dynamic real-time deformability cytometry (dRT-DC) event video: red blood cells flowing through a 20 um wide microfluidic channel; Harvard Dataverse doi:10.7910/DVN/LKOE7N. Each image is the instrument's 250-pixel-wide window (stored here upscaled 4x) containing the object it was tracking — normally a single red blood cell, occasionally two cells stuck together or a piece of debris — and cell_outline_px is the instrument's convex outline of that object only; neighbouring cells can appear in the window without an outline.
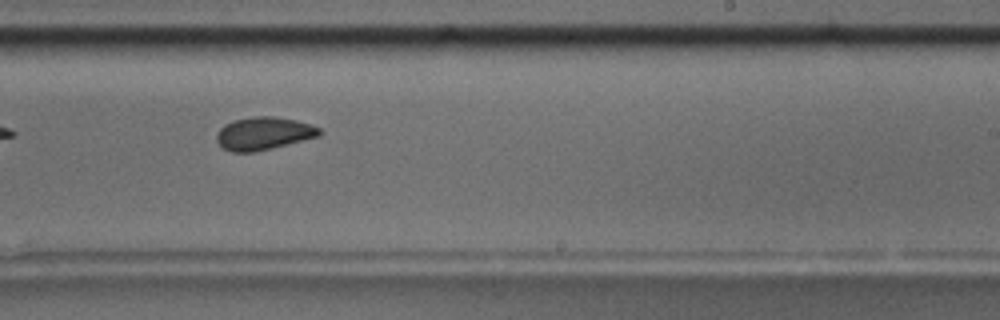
{"species": "common noctule bat (a hibernating species)", "species_latin": "Nyctalus noctula", "temperature_condition": "room temperature", "stored_images_in_passage": 12, "camera_frame_rate_fps": 3000, "um_per_image_px": 0.085, "animal": {"sex": "male", "body_mass_g": 17.5, "forearm_length_mm": 52.3}, "frame": {"image": 1, "passage_image": 11, "time_ms": 12.667, "image_size_px": [1000, 320], "cell_outline_px": [[320, 136], [256, 152], [232, 152], [224, 148], [216, 140], [216, 136], [220, 128], [224, 124], [232, 120], [252, 116], [276, 116], [296, 120], [312, 124], [320, 128]], "centroid_in_image_um": [22.41, 11.33], "position_along_channel_um": 266.6, "area_um2": 19.83}}